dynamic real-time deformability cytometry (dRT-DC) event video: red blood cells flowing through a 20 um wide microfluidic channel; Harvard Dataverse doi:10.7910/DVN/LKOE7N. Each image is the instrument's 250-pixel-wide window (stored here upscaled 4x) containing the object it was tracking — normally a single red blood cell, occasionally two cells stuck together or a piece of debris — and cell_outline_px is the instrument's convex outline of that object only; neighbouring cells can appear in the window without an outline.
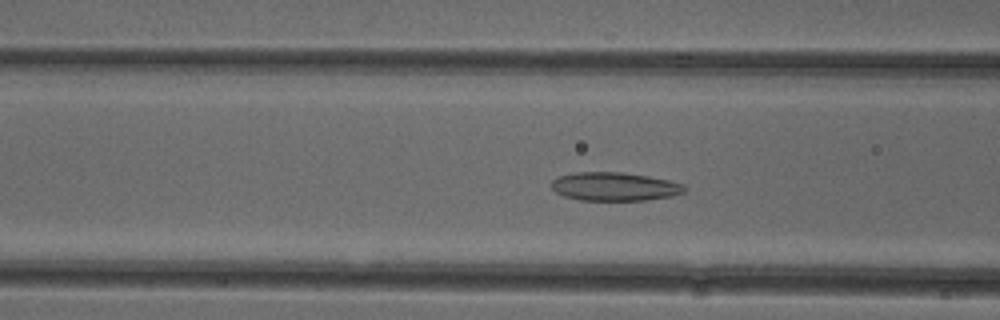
{"species": "common noctule bat (a hibernating species)", "species_latin": "Nyctalus noctula", "temperature_condition": "cold", "stored_images_in_passage": 51, "camera_frame_rate_fps": 3000, "um_per_image_px": 0.085, "animal": {"sex": "female"}, "frame": {"image": 1, "passage_image": 19, "time_ms": 6.0, "image_size_px": [1000, 320], "cell_outline_px": [[688, 188], [684, 192], [672, 196], [644, 200], [580, 200], [564, 196], [556, 192], [552, 188], [552, 180], [560, 176], [576, 172], [620, 172], [648, 176], [668, 180], [684, 184]], "centroid_in_image_um": [52.26, 15.86], "position_along_channel_um": 114.3, "area_um2": 22.02}}
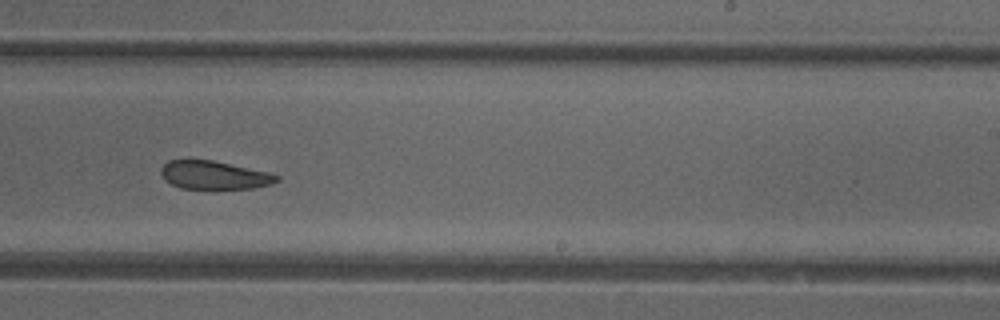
{"frame": {"image": 2, "passage_image": 31, "time_ms": 10.0, "image_size_px": [1000, 320], "cell_outline_px": [[280, 180], [272, 184], [252, 188], [216, 192], [212, 192], [180, 188], [164, 180], [160, 172], [160, 168], [168, 160], [212, 160], [268, 172], [280, 176]], "centroid_in_image_um": [18.2, 14.95], "position_along_channel_um": 270.8, "area_um2": 20.06}}
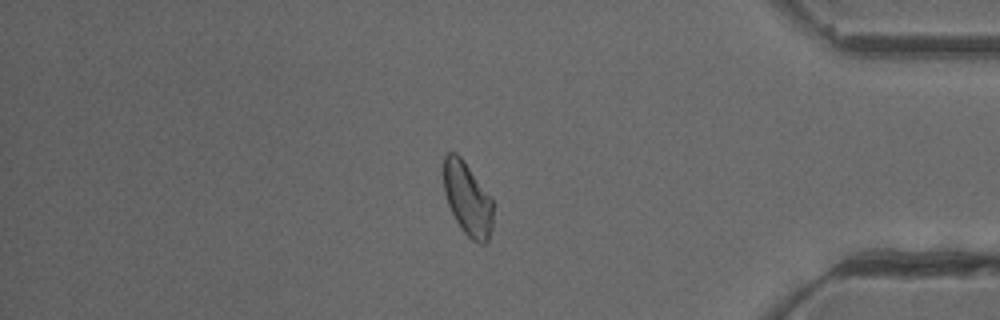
{"frame": {"image": 3, "passage_image": 43, "time_ms": 14.0, "image_size_px": [1000, 320], "cell_outline_px": [[492, 228], [488, 240], [484, 244], [480, 244], [472, 240], [460, 228], [448, 204], [444, 192], [444, 156], [448, 152], [456, 152], [464, 160], [492, 196]], "centroid_in_image_um": [39.75, 16.89], "position_along_channel_um": 395.4, "area_um2": 21.27}, "authors_computed_cell_mechanics": {"area_um2": 22.1374, "velocity_mm_per_s": 3.9199, "shape_relaxation_time_tau1_ms": null, "shape_relaxation_time_tau2_ms": 4.4167, "deformation_change_tau1": null, "deformation_change_tau2": 0.1108}}